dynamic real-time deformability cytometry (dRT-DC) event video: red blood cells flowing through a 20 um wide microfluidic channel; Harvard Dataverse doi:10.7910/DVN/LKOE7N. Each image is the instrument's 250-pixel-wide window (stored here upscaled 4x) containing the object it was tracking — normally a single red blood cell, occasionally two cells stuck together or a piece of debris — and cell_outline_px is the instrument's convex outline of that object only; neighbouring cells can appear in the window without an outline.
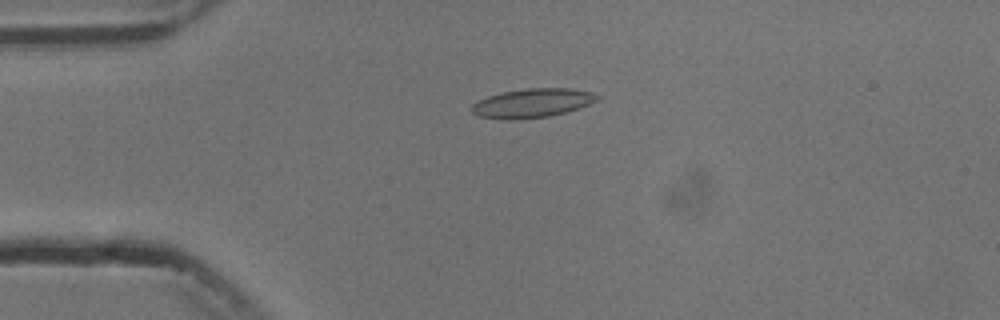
{"species": "common noctule bat (a hibernating species)", "species_latin": "Nyctalus noctula", "temperature_condition": "cold", "stored_images_in_passage": 2, "camera_frame_rate_fps": 3000, "um_per_image_px": 0.085, "animal": {"sex": "male", "body_mass_g": 13.3}, "frame": {"image": 1, "passage_image": 1, "time_ms": 0.0, "image_size_px": [1000, 320], "cell_outline_px": [[600, 96], [596, 100], [580, 108], [548, 116], [516, 120], [508, 120], [476, 116], [472, 112], [472, 104], [488, 96], [500, 92], [528, 88], [572, 88], [592, 92]], "centroid_in_image_um": [45.22, 8.76], "position_along_channel_um": 39.8, "area_um2": 21.21}}